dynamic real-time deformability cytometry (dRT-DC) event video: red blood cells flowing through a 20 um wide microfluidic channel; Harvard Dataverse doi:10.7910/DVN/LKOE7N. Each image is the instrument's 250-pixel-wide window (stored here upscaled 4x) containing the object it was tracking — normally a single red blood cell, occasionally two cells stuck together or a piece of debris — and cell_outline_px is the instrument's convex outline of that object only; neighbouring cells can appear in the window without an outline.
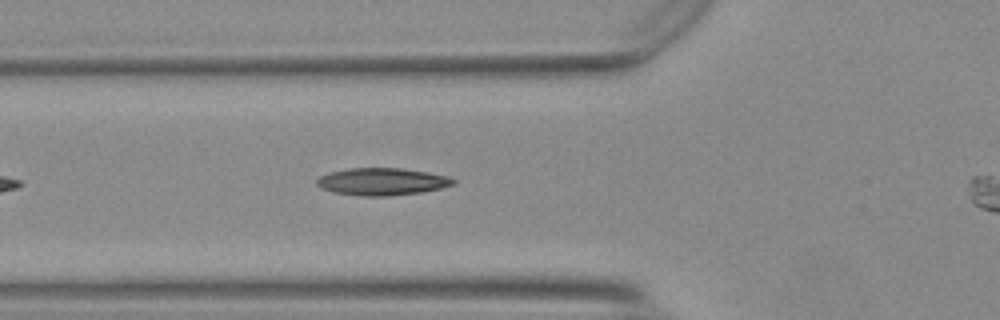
{"species": "Egyptian fruit bat (a non-hibernating species)", "species_latin": "Rousettus aegyptiacus", "temperature_condition": "warm", "stored_images_in_passage": 35, "camera_frame_rate_fps": 3000, "um_per_image_px": 0.085, "animal": {"sex": "female"}, "frame": {"image": 1, "passage_image": 7, "time_ms": 2.0, "image_size_px": [1000, 320], "cell_outline_px": [[456, 184], [440, 188], [420, 192], [388, 196], [364, 196], [332, 192], [316, 184], [316, 180], [320, 176], [328, 172], [348, 168], [404, 168], [428, 172], [448, 176], [456, 180]], "centroid_in_image_um": [32.48, 15.43], "position_along_channel_um": 93.3, "area_um2": 21.73}}
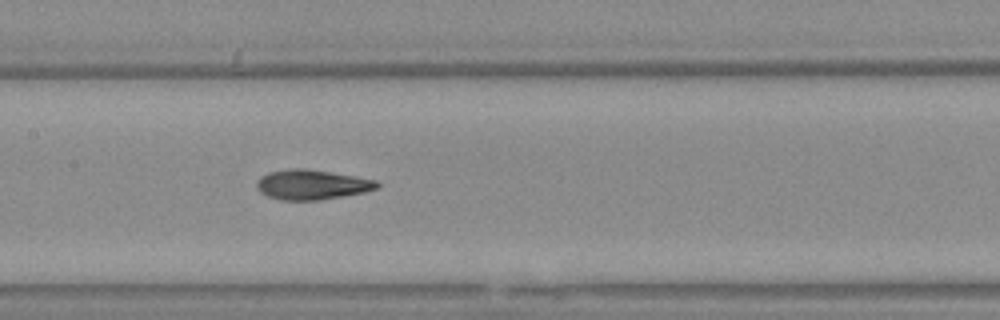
{"frame": {"image": 2, "passage_image": 14, "time_ms": 4.333, "image_size_px": [1000, 320], "cell_outline_px": [[380, 188], [364, 192], [320, 200], [280, 200], [268, 196], [260, 192], [256, 188], [256, 184], [260, 176], [268, 172], [288, 168], [308, 168], [356, 176], [376, 180], [380, 184]], "centroid_in_image_um": [26.5, 15.68], "position_along_channel_um": 180.9, "area_um2": 21.21}}
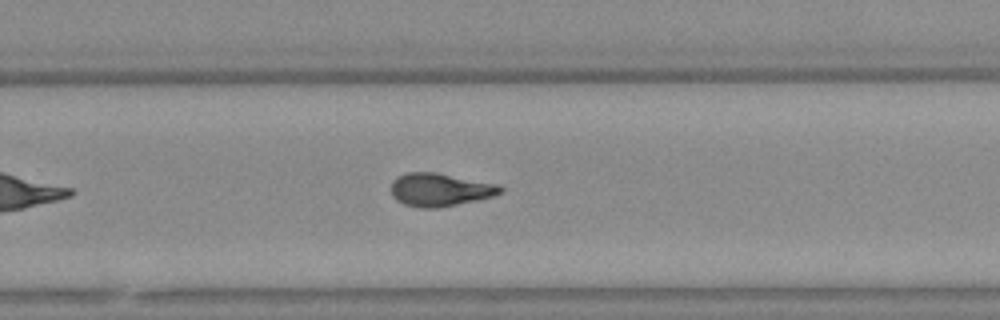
{"frame": {"image": 3, "passage_image": 23, "time_ms": 7.333, "image_size_px": [1000, 320], "cell_outline_px": [[504, 188], [500, 192], [492, 196], [476, 200], [436, 208], [420, 208], [404, 204], [396, 200], [392, 196], [392, 180], [396, 176], [408, 172], [436, 172], [500, 184]], "centroid_in_image_um": [37.38, 16.11], "position_along_channel_um": 292.4, "area_um2": 21.1}}